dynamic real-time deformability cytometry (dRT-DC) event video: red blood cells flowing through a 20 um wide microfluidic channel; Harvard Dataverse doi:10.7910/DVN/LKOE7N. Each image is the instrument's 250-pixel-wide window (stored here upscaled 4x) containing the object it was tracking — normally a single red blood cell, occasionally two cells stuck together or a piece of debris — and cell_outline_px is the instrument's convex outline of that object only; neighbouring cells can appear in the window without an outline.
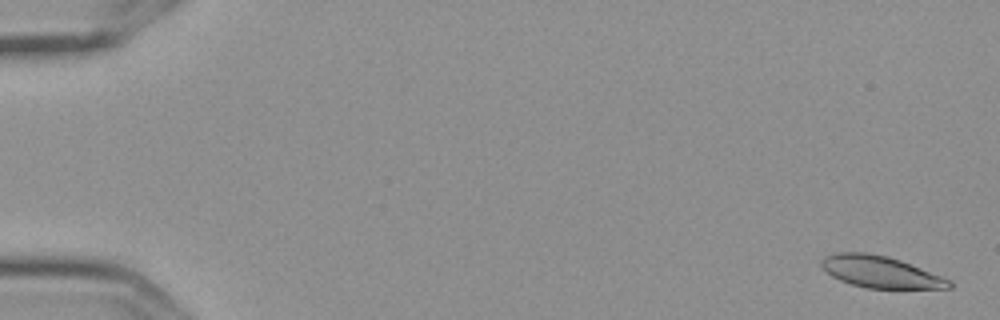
{"species": "Egyptian fruit bat (a non-hibernating species)", "species_latin": "Rousettus aegyptiacus", "temperature_condition": "cold", "stored_images_in_passage": 6, "camera_frame_rate_fps": 3000, "um_per_image_px": 0.085, "frame": {"image": 1, "passage_image": 1, "time_ms": 0.0, "image_size_px": [1000, 320], "cell_outline_px": [[952, 288], [868, 288], [852, 284], [840, 280], [832, 276], [820, 264], [820, 260], [824, 256], [836, 252], [868, 252], [888, 256], [900, 260], [952, 280]], "centroid_in_image_um": [74.83, 23.09], "position_along_channel_um": 10.2, "area_um2": 23.52}}
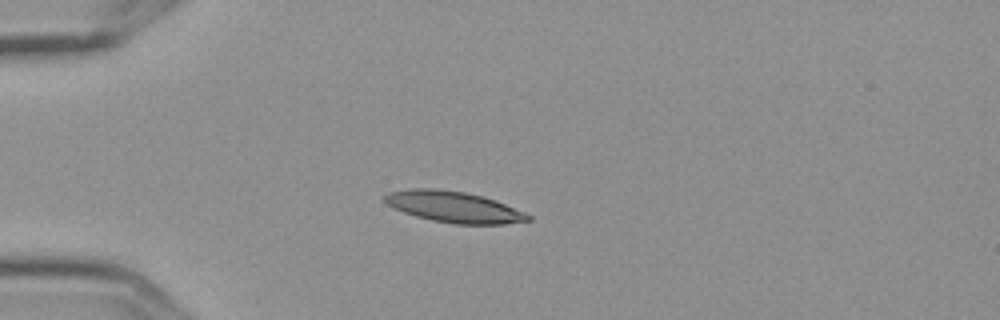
{"frame": {"image": 2, "passage_image": 5, "time_ms": 1.333, "image_size_px": [1000, 320], "cell_outline_px": [[532, 220], [504, 224], [456, 224], [432, 220], [416, 216], [392, 208], [384, 200], [384, 196], [388, 192], [412, 188], [432, 188], [464, 192], [496, 200], [524, 212], [532, 216]], "centroid_in_image_um": [38.57, 17.59], "position_along_channel_um": 46.4, "area_um2": 25.84}}